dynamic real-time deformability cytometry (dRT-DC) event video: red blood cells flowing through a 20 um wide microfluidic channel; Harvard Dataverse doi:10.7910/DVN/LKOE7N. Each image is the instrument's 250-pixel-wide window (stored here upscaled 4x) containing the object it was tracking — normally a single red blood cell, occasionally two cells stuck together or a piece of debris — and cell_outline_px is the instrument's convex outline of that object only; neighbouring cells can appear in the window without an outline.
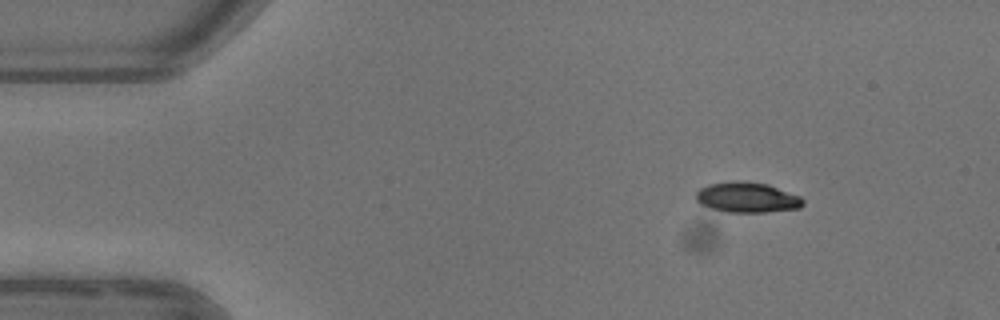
{"species": "common noctule bat (a hibernating species)", "species_latin": "Nyctalus noctula", "temperature_condition": "warm", "stored_images_in_passage": 4, "camera_frame_rate_fps": 3000, "um_per_image_px": 0.085, "animal": {"sex": "female"}, "frame": {"image": 1, "passage_image": 4, "time_ms": 4.667, "image_size_px": [1000, 320], "cell_outline_px": [[804, 204], [800, 208], [764, 212], [728, 212], [712, 208], [700, 204], [696, 200], [696, 192], [700, 188], [708, 184], [732, 180], [744, 180], [768, 184], [800, 196], [804, 200]], "centroid_in_image_um": [63.5, 16.76], "position_along_channel_um": 21.5, "area_um2": 19.07}}